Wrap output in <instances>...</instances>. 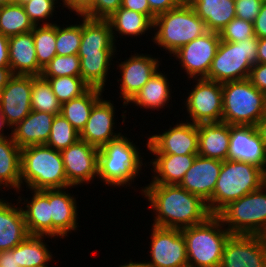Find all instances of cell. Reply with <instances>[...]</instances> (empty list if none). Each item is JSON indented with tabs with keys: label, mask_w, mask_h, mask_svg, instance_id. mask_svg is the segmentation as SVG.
<instances>
[{
	"label": "cell",
	"mask_w": 266,
	"mask_h": 267,
	"mask_svg": "<svg viewBox=\"0 0 266 267\" xmlns=\"http://www.w3.org/2000/svg\"><path fill=\"white\" fill-rule=\"evenodd\" d=\"M142 192L155 212L153 225L157 227L181 230L212 215L205 201L177 184H149Z\"/></svg>",
	"instance_id": "cell-1"
},
{
	"label": "cell",
	"mask_w": 266,
	"mask_h": 267,
	"mask_svg": "<svg viewBox=\"0 0 266 267\" xmlns=\"http://www.w3.org/2000/svg\"><path fill=\"white\" fill-rule=\"evenodd\" d=\"M266 184V171L256 164L227 159L222 162L215 189L207 203L217 215L225 206Z\"/></svg>",
	"instance_id": "cell-2"
},
{
	"label": "cell",
	"mask_w": 266,
	"mask_h": 267,
	"mask_svg": "<svg viewBox=\"0 0 266 267\" xmlns=\"http://www.w3.org/2000/svg\"><path fill=\"white\" fill-rule=\"evenodd\" d=\"M30 190L72 187L66 178L60 151L47 145H32L21 149V186Z\"/></svg>",
	"instance_id": "cell-3"
},
{
	"label": "cell",
	"mask_w": 266,
	"mask_h": 267,
	"mask_svg": "<svg viewBox=\"0 0 266 267\" xmlns=\"http://www.w3.org/2000/svg\"><path fill=\"white\" fill-rule=\"evenodd\" d=\"M153 29L157 30L152 38L154 44L168 50L170 55L208 32L206 23L188 2L156 16Z\"/></svg>",
	"instance_id": "cell-4"
},
{
	"label": "cell",
	"mask_w": 266,
	"mask_h": 267,
	"mask_svg": "<svg viewBox=\"0 0 266 267\" xmlns=\"http://www.w3.org/2000/svg\"><path fill=\"white\" fill-rule=\"evenodd\" d=\"M223 227V228H222ZM186 241L188 266L220 267L223 249L231 233L217 215L204 222L181 229Z\"/></svg>",
	"instance_id": "cell-5"
},
{
	"label": "cell",
	"mask_w": 266,
	"mask_h": 267,
	"mask_svg": "<svg viewBox=\"0 0 266 267\" xmlns=\"http://www.w3.org/2000/svg\"><path fill=\"white\" fill-rule=\"evenodd\" d=\"M142 159L137 146L120 135L99 148L97 178L108 186H130L142 168Z\"/></svg>",
	"instance_id": "cell-6"
},
{
	"label": "cell",
	"mask_w": 266,
	"mask_h": 267,
	"mask_svg": "<svg viewBox=\"0 0 266 267\" xmlns=\"http://www.w3.org/2000/svg\"><path fill=\"white\" fill-rule=\"evenodd\" d=\"M222 122L229 125L255 126L266 113L265 93L248 79L222 83Z\"/></svg>",
	"instance_id": "cell-7"
},
{
	"label": "cell",
	"mask_w": 266,
	"mask_h": 267,
	"mask_svg": "<svg viewBox=\"0 0 266 267\" xmlns=\"http://www.w3.org/2000/svg\"><path fill=\"white\" fill-rule=\"evenodd\" d=\"M257 51L256 36L238 43L221 40L206 79L219 83L248 79L252 66L258 63Z\"/></svg>",
	"instance_id": "cell-8"
},
{
	"label": "cell",
	"mask_w": 266,
	"mask_h": 267,
	"mask_svg": "<svg viewBox=\"0 0 266 267\" xmlns=\"http://www.w3.org/2000/svg\"><path fill=\"white\" fill-rule=\"evenodd\" d=\"M265 191L266 184L231 202L217 214L231 234L260 235L266 230Z\"/></svg>",
	"instance_id": "cell-9"
},
{
	"label": "cell",
	"mask_w": 266,
	"mask_h": 267,
	"mask_svg": "<svg viewBox=\"0 0 266 267\" xmlns=\"http://www.w3.org/2000/svg\"><path fill=\"white\" fill-rule=\"evenodd\" d=\"M197 84L188 93L185 106L193 124L222 121V83L206 78L196 79Z\"/></svg>",
	"instance_id": "cell-10"
},
{
	"label": "cell",
	"mask_w": 266,
	"mask_h": 267,
	"mask_svg": "<svg viewBox=\"0 0 266 267\" xmlns=\"http://www.w3.org/2000/svg\"><path fill=\"white\" fill-rule=\"evenodd\" d=\"M149 267H187L186 241L180 229L152 225Z\"/></svg>",
	"instance_id": "cell-11"
},
{
	"label": "cell",
	"mask_w": 266,
	"mask_h": 267,
	"mask_svg": "<svg viewBox=\"0 0 266 267\" xmlns=\"http://www.w3.org/2000/svg\"><path fill=\"white\" fill-rule=\"evenodd\" d=\"M220 42L219 33L208 31L180 47L173 53V57H176V60L179 59L182 69L185 68L186 74L189 76L188 78H207Z\"/></svg>",
	"instance_id": "cell-12"
},
{
	"label": "cell",
	"mask_w": 266,
	"mask_h": 267,
	"mask_svg": "<svg viewBox=\"0 0 266 267\" xmlns=\"http://www.w3.org/2000/svg\"><path fill=\"white\" fill-rule=\"evenodd\" d=\"M32 85L33 76L13 75L0 92V109L9 128L15 127L32 111Z\"/></svg>",
	"instance_id": "cell-13"
},
{
	"label": "cell",
	"mask_w": 266,
	"mask_h": 267,
	"mask_svg": "<svg viewBox=\"0 0 266 267\" xmlns=\"http://www.w3.org/2000/svg\"><path fill=\"white\" fill-rule=\"evenodd\" d=\"M99 148L78 140L61 151L67 182L71 186L88 183L98 176Z\"/></svg>",
	"instance_id": "cell-14"
},
{
	"label": "cell",
	"mask_w": 266,
	"mask_h": 267,
	"mask_svg": "<svg viewBox=\"0 0 266 267\" xmlns=\"http://www.w3.org/2000/svg\"><path fill=\"white\" fill-rule=\"evenodd\" d=\"M187 121L150 136L146 144L148 150L153 154H198V126Z\"/></svg>",
	"instance_id": "cell-15"
},
{
	"label": "cell",
	"mask_w": 266,
	"mask_h": 267,
	"mask_svg": "<svg viewBox=\"0 0 266 267\" xmlns=\"http://www.w3.org/2000/svg\"><path fill=\"white\" fill-rule=\"evenodd\" d=\"M220 267H266V252L259 235L231 234Z\"/></svg>",
	"instance_id": "cell-16"
},
{
	"label": "cell",
	"mask_w": 266,
	"mask_h": 267,
	"mask_svg": "<svg viewBox=\"0 0 266 267\" xmlns=\"http://www.w3.org/2000/svg\"><path fill=\"white\" fill-rule=\"evenodd\" d=\"M159 63L158 58L137 53L119 64L122 78L118 81H121L120 97L123 98L124 107L159 70Z\"/></svg>",
	"instance_id": "cell-17"
},
{
	"label": "cell",
	"mask_w": 266,
	"mask_h": 267,
	"mask_svg": "<svg viewBox=\"0 0 266 267\" xmlns=\"http://www.w3.org/2000/svg\"><path fill=\"white\" fill-rule=\"evenodd\" d=\"M228 159L250 162L266 171V148L255 126L230 125Z\"/></svg>",
	"instance_id": "cell-18"
},
{
	"label": "cell",
	"mask_w": 266,
	"mask_h": 267,
	"mask_svg": "<svg viewBox=\"0 0 266 267\" xmlns=\"http://www.w3.org/2000/svg\"><path fill=\"white\" fill-rule=\"evenodd\" d=\"M222 161L197 155L180 186L208 203L213 195Z\"/></svg>",
	"instance_id": "cell-19"
},
{
	"label": "cell",
	"mask_w": 266,
	"mask_h": 267,
	"mask_svg": "<svg viewBox=\"0 0 266 267\" xmlns=\"http://www.w3.org/2000/svg\"><path fill=\"white\" fill-rule=\"evenodd\" d=\"M114 106L110 100L101 98L94 106L90 117L80 133V140L86 141L93 146L100 148L109 141L117 138L121 133L113 130Z\"/></svg>",
	"instance_id": "cell-20"
},
{
	"label": "cell",
	"mask_w": 266,
	"mask_h": 267,
	"mask_svg": "<svg viewBox=\"0 0 266 267\" xmlns=\"http://www.w3.org/2000/svg\"><path fill=\"white\" fill-rule=\"evenodd\" d=\"M67 188L48 189V200L50 203L52 219V237L61 238L67 233L77 230V206L71 193L64 191Z\"/></svg>",
	"instance_id": "cell-21"
},
{
	"label": "cell",
	"mask_w": 266,
	"mask_h": 267,
	"mask_svg": "<svg viewBox=\"0 0 266 267\" xmlns=\"http://www.w3.org/2000/svg\"><path fill=\"white\" fill-rule=\"evenodd\" d=\"M55 116V114L32 110L25 119L11 129L12 132L9 135L20 149L32 145H44L50 136Z\"/></svg>",
	"instance_id": "cell-22"
},
{
	"label": "cell",
	"mask_w": 266,
	"mask_h": 267,
	"mask_svg": "<svg viewBox=\"0 0 266 267\" xmlns=\"http://www.w3.org/2000/svg\"><path fill=\"white\" fill-rule=\"evenodd\" d=\"M198 155L224 161L228 159L230 125L220 122L199 123Z\"/></svg>",
	"instance_id": "cell-23"
},
{
	"label": "cell",
	"mask_w": 266,
	"mask_h": 267,
	"mask_svg": "<svg viewBox=\"0 0 266 267\" xmlns=\"http://www.w3.org/2000/svg\"><path fill=\"white\" fill-rule=\"evenodd\" d=\"M9 68L13 75H41L31 32L9 37Z\"/></svg>",
	"instance_id": "cell-24"
},
{
	"label": "cell",
	"mask_w": 266,
	"mask_h": 267,
	"mask_svg": "<svg viewBox=\"0 0 266 267\" xmlns=\"http://www.w3.org/2000/svg\"><path fill=\"white\" fill-rule=\"evenodd\" d=\"M79 16L83 18V23L78 56H85V53H115L110 23L103 19Z\"/></svg>",
	"instance_id": "cell-25"
},
{
	"label": "cell",
	"mask_w": 266,
	"mask_h": 267,
	"mask_svg": "<svg viewBox=\"0 0 266 267\" xmlns=\"http://www.w3.org/2000/svg\"><path fill=\"white\" fill-rule=\"evenodd\" d=\"M28 235L22 207L0 199V251L13 249Z\"/></svg>",
	"instance_id": "cell-26"
},
{
	"label": "cell",
	"mask_w": 266,
	"mask_h": 267,
	"mask_svg": "<svg viewBox=\"0 0 266 267\" xmlns=\"http://www.w3.org/2000/svg\"><path fill=\"white\" fill-rule=\"evenodd\" d=\"M34 192L32 200L22 208L26 228L29 235H42L52 238V219L50 203L48 200V189L31 190Z\"/></svg>",
	"instance_id": "cell-27"
},
{
	"label": "cell",
	"mask_w": 266,
	"mask_h": 267,
	"mask_svg": "<svg viewBox=\"0 0 266 267\" xmlns=\"http://www.w3.org/2000/svg\"><path fill=\"white\" fill-rule=\"evenodd\" d=\"M198 154L168 155L155 154L157 156L150 162L154 176L150 184H177L183 180L185 173L193 165Z\"/></svg>",
	"instance_id": "cell-28"
},
{
	"label": "cell",
	"mask_w": 266,
	"mask_h": 267,
	"mask_svg": "<svg viewBox=\"0 0 266 267\" xmlns=\"http://www.w3.org/2000/svg\"><path fill=\"white\" fill-rule=\"evenodd\" d=\"M188 3L211 32L220 33L236 17L235 0H189Z\"/></svg>",
	"instance_id": "cell-29"
},
{
	"label": "cell",
	"mask_w": 266,
	"mask_h": 267,
	"mask_svg": "<svg viewBox=\"0 0 266 267\" xmlns=\"http://www.w3.org/2000/svg\"><path fill=\"white\" fill-rule=\"evenodd\" d=\"M1 185L21 189V149L11 135L0 137V188Z\"/></svg>",
	"instance_id": "cell-30"
},
{
	"label": "cell",
	"mask_w": 266,
	"mask_h": 267,
	"mask_svg": "<svg viewBox=\"0 0 266 267\" xmlns=\"http://www.w3.org/2000/svg\"><path fill=\"white\" fill-rule=\"evenodd\" d=\"M103 90L90 88L80 97L62 103L60 115L79 133L84 129L93 106L102 98Z\"/></svg>",
	"instance_id": "cell-31"
},
{
	"label": "cell",
	"mask_w": 266,
	"mask_h": 267,
	"mask_svg": "<svg viewBox=\"0 0 266 267\" xmlns=\"http://www.w3.org/2000/svg\"><path fill=\"white\" fill-rule=\"evenodd\" d=\"M170 90L167 76L157 71L129 103L158 110L170 101Z\"/></svg>",
	"instance_id": "cell-32"
},
{
	"label": "cell",
	"mask_w": 266,
	"mask_h": 267,
	"mask_svg": "<svg viewBox=\"0 0 266 267\" xmlns=\"http://www.w3.org/2000/svg\"><path fill=\"white\" fill-rule=\"evenodd\" d=\"M106 20L110 23L114 42L116 40L115 31L121 36L132 37L145 34L148 29L153 28V21L147 15L123 7H120Z\"/></svg>",
	"instance_id": "cell-33"
},
{
	"label": "cell",
	"mask_w": 266,
	"mask_h": 267,
	"mask_svg": "<svg viewBox=\"0 0 266 267\" xmlns=\"http://www.w3.org/2000/svg\"><path fill=\"white\" fill-rule=\"evenodd\" d=\"M114 53H85L79 56L81 78L91 87L104 91L110 60Z\"/></svg>",
	"instance_id": "cell-34"
},
{
	"label": "cell",
	"mask_w": 266,
	"mask_h": 267,
	"mask_svg": "<svg viewBox=\"0 0 266 267\" xmlns=\"http://www.w3.org/2000/svg\"><path fill=\"white\" fill-rule=\"evenodd\" d=\"M42 235H28L17 245V260L21 267H48L52 254L44 244ZM47 264V265H46Z\"/></svg>",
	"instance_id": "cell-35"
},
{
	"label": "cell",
	"mask_w": 266,
	"mask_h": 267,
	"mask_svg": "<svg viewBox=\"0 0 266 267\" xmlns=\"http://www.w3.org/2000/svg\"><path fill=\"white\" fill-rule=\"evenodd\" d=\"M34 25L30 21L21 3H12L0 7V33L11 37L29 33Z\"/></svg>",
	"instance_id": "cell-36"
},
{
	"label": "cell",
	"mask_w": 266,
	"mask_h": 267,
	"mask_svg": "<svg viewBox=\"0 0 266 267\" xmlns=\"http://www.w3.org/2000/svg\"><path fill=\"white\" fill-rule=\"evenodd\" d=\"M34 38L38 65L43 69L56 55V24L44 22L34 26L31 31Z\"/></svg>",
	"instance_id": "cell-37"
},
{
	"label": "cell",
	"mask_w": 266,
	"mask_h": 267,
	"mask_svg": "<svg viewBox=\"0 0 266 267\" xmlns=\"http://www.w3.org/2000/svg\"><path fill=\"white\" fill-rule=\"evenodd\" d=\"M62 104L54 95L51 85L44 77L33 76L31 108L33 111L59 115Z\"/></svg>",
	"instance_id": "cell-38"
},
{
	"label": "cell",
	"mask_w": 266,
	"mask_h": 267,
	"mask_svg": "<svg viewBox=\"0 0 266 267\" xmlns=\"http://www.w3.org/2000/svg\"><path fill=\"white\" fill-rule=\"evenodd\" d=\"M45 79L48 80L54 95L61 104L80 97L91 88L81 77L65 76Z\"/></svg>",
	"instance_id": "cell-39"
},
{
	"label": "cell",
	"mask_w": 266,
	"mask_h": 267,
	"mask_svg": "<svg viewBox=\"0 0 266 267\" xmlns=\"http://www.w3.org/2000/svg\"><path fill=\"white\" fill-rule=\"evenodd\" d=\"M79 139L80 133L59 114L53 119L50 136L45 145L61 152Z\"/></svg>",
	"instance_id": "cell-40"
},
{
	"label": "cell",
	"mask_w": 266,
	"mask_h": 267,
	"mask_svg": "<svg viewBox=\"0 0 266 267\" xmlns=\"http://www.w3.org/2000/svg\"><path fill=\"white\" fill-rule=\"evenodd\" d=\"M81 24L60 27L56 24V53L61 56L78 55L81 45Z\"/></svg>",
	"instance_id": "cell-41"
},
{
	"label": "cell",
	"mask_w": 266,
	"mask_h": 267,
	"mask_svg": "<svg viewBox=\"0 0 266 267\" xmlns=\"http://www.w3.org/2000/svg\"><path fill=\"white\" fill-rule=\"evenodd\" d=\"M44 78L74 76L81 77V63L78 55H56L43 69Z\"/></svg>",
	"instance_id": "cell-42"
},
{
	"label": "cell",
	"mask_w": 266,
	"mask_h": 267,
	"mask_svg": "<svg viewBox=\"0 0 266 267\" xmlns=\"http://www.w3.org/2000/svg\"><path fill=\"white\" fill-rule=\"evenodd\" d=\"M220 39L227 42H241L255 37L252 22L233 18L219 33Z\"/></svg>",
	"instance_id": "cell-43"
},
{
	"label": "cell",
	"mask_w": 266,
	"mask_h": 267,
	"mask_svg": "<svg viewBox=\"0 0 266 267\" xmlns=\"http://www.w3.org/2000/svg\"><path fill=\"white\" fill-rule=\"evenodd\" d=\"M57 0H25L23 5L26 14L34 26H38L39 21L52 18Z\"/></svg>",
	"instance_id": "cell-44"
},
{
	"label": "cell",
	"mask_w": 266,
	"mask_h": 267,
	"mask_svg": "<svg viewBox=\"0 0 266 267\" xmlns=\"http://www.w3.org/2000/svg\"><path fill=\"white\" fill-rule=\"evenodd\" d=\"M122 0H93L80 14L90 19H108L121 7Z\"/></svg>",
	"instance_id": "cell-45"
},
{
	"label": "cell",
	"mask_w": 266,
	"mask_h": 267,
	"mask_svg": "<svg viewBox=\"0 0 266 267\" xmlns=\"http://www.w3.org/2000/svg\"><path fill=\"white\" fill-rule=\"evenodd\" d=\"M262 0H235L236 17L252 22L258 16Z\"/></svg>",
	"instance_id": "cell-46"
},
{
	"label": "cell",
	"mask_w": 266,
	"mask_h": 267,
	"mask_svg": "<svg viewBox=\"0 0 266 267\" xmlns=\"http://www.w3.org/2000/svg\"><path fill=\"white\" fill-rule=\"evenodd\" d=\"M248 80L261 92L266 94V64H254L250 70Z\"/></svg>",
	"instance_id": "cell-47"
},
{
	"label": "cell",
	"mask_w": 266,
	"mask_h": 267,
	"mask_svg": "<svg viewBox=\"0 0 266 267\" xmlns=\"http://www.w3.org/2000/svg\"><path fill=\"white\" fill-rule=\"evenodd\" d=\"M121 7L147 15L152 21L155 15L151 12L148 0H122Z\"/></svg>",
	"instance_id": "cell-48"
},
{
	"label": "cell",
	"mask_w": 266,
	"mask_h": 267,
	"mask_svg": "<svg viewBox=\"0 0 266 267\" xmlns=\"http://www.w3.org/2000/svg\"><path fill=\"white\" fill-rule=\"evenodd\" d=\"M150 10L155 15L165 13L183 3L182 0H148Z\"/></svg>",
	"instance_id": "cell-49"
},
{
	"label": "cell",
	"mask_w": 266,
	"mask_h": 267,
	"mask_svg": "<svg viewBox=\"0 0 266 267\" xmlns=\"http://www.w3.org/2000/svg\"><path fill=\"white\" fill-rule=\"evenodd\" d=\"M255 36L260 38H266V2L262 3L260 12L256 19L253 21Z\"/></svg>",
	"instance_id": "cell-50"
},
{
	"label": "cell",
	"mask_w": 266,
	"mask_h": 267,
	"mask_svg": "<svg viewBox=\"0 0 266 267\" xmlns=\"http://www.w3.org/2000/svg\"><path fill=\"white\" fill-rule=\"evenodd\" d=\"M0 267H21L17 260V246L10 250L0 251Z\"/></svg>",
	"instance_id": "cell-51"
},
{
	"label": "cell",
	"mask_w": 266,
	"mask_h": 267,
	"mask_svg": "<svg viewBox=\"0 0 266 267\" xmlns=\"http://www.w3.org/2000/svg\"><path fill=\"white\" fill-rule=\"evenodd\" d=\"M0 68H9V37L0 33Z\"/></svg>",
	"instance_id": "cell-52"
},
{
	"label": "cell",
	"mask_w": 266,
	"mask_h": 267,
	"mask_svg": "<svg viewBox=\"0 0 266 267\" xmlns=\"http://www.w3.org/2000/svg\"><path fill=\"white\" fill-rule=\"evenodd\" d=\"M63 5L80 15L93 0H62Z\"/></svg>",
	"instance_id": "cell-53"
},
{
	"label": "cell",
	"mask_w": 266,
	"mask_h": 267,
	"mask_svg": "<svg viewBox=\"0 0 266 267\" xmlns=\"http://www.w3.org/2000/svg\"><path fill=\"white\" fill-rule=\"evenodd\" d=\"M257 133L259 134L261 140L264 142L266 148V113L255 125Z\"/></svg>",
	"instance_id": "cell-54"
},
{
	"label": "cell",
	"mask_w": 266,
	"mask_h": 267,
	"mask_svg": "<svg viewBox=\"0 0 266 267\" xmlns=\"http://www.w3.org/2000/svg\"><path fill=\"white\" fill-rule=\"evenodd\" d=\"M258 63L266 64V38L258 39Z\"/></svg>",
	"instance_id": "cell-55"
},
{
	"label": "cell",
	"mask_w": 266,
	"mask_h": 267,
	"mask_svg": "<svg viewBox=\"0 0 266 267\" xmlns=\"http://www.w3.org/2000/svg\"><path fill=\"white\" fill-rule=\"evenodd\" d=\"M12 76L13 73L10 68H0V92L5 88Z\"/></svg>",
	"instance_id": "cell-56"
},
{
	"label": "cell",
	"mask_w": 266,
	"mask_h": 267,
	"mask_svg": "<svg viewBox=\"0 0 266 267\" xmlns=\"http://www.w3.org/2000/svg\"><path fill=\"white\" fill-rule=\"evenodd\" d=\"M4 126L8 127V123L6 122V119L4 118L1 109H0V137H6V135H4L3 130H4ZM3 128V129H2Z\"/></svg>",
	"instance_id": "cell-57"
},
{
	"label": "cell",
	"mask_w": 266,
	"mask_h": 267,
	"mask_svg": "<svg viewBox=\"0 0 266 267\" xmlns=\"http://www.w3.org/2000/svg\"><path fill=\"white\" fill-rule=\"evenodd\" d=\"M119 267H149L145 261L144 262H129L127 264H124V265H120Z\"/></svg>",
	"instance_id": "cell-58"
},
{
	"label": "cell",
	"mask_w": 266,
	"mask_h": 267,
	"mask_svg": "<svg viewBox=\"0 0 266 267\" xmlns=\"http://www.w3.org/2000/svg\"><path fill=\"white\" fill-rule=\"evenodd\" d=\"M261 241L263 242L265 252H266V230H264L260 235Z\"/></svg>",
	"instance_id": "cell-59"
},
{
	"label": "cell",
	"mask_w": 266,
	"mask_h": 267,
	"mask_svg": "<svg viewBox=\"0 0 266 267\" xmlns=\"http://www.w3.org/2000/svg\"><path fill=\"white\" fill-rule=\"evenodd\" d=\"M12 3H13V0H0V7L5 6V5H9Z\"/></svg>",
	"instance_id": "cell-60"
},
{
	"label": "cell",
	"mask_w": 266,
	"mask_h": 267,
	"mask_svg": "<svg viewBox=\"0 0 266 267\" xmlns=\"http://www.w3.org/2000/svg\"><path fill=\"white\" fill-rule=\"evenodd\" d=\"M25 0H13V3H22L24 2Z\"/></svg>",
	"instance_id": "cell-61"
}]
</instances>
